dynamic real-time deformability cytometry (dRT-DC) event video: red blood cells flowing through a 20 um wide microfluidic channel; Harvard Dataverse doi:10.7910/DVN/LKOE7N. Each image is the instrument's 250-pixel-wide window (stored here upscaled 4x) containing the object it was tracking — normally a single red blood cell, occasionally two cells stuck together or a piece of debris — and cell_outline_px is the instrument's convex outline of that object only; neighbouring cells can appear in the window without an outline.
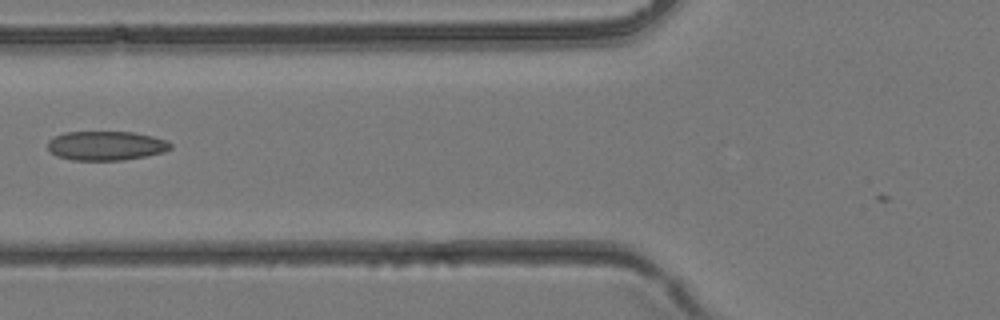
{"species": "common noctule bat (a hibernating species)", "species_latin": "Nyctalus noctula", "temperature_condition": "room temperature", "stored_images_in_passage": 5, "camera_frame_rate_fps": 3000, "um_per_image_px": 0.085, "animal": {"sex": "female", "body_mass_g": 24.6, "forearm_length_mm": 56.2}, "frame": {"image": 1, "passage_image": 4, "time_ms": 1.0, "image_size_px": [1000, 320], "cell_outline_px": [[172, 148], [164, 152], [124, 160], [72, 160], [56, 156], [48, 148], [48, 140], [64, 132], [132, 132], [152, 136], [168, 140], [172, 144]], "centroid_in_image_um": [9.03, 12.38], "position_along_channel_um": 116.8, "area_um2": 20.92}}